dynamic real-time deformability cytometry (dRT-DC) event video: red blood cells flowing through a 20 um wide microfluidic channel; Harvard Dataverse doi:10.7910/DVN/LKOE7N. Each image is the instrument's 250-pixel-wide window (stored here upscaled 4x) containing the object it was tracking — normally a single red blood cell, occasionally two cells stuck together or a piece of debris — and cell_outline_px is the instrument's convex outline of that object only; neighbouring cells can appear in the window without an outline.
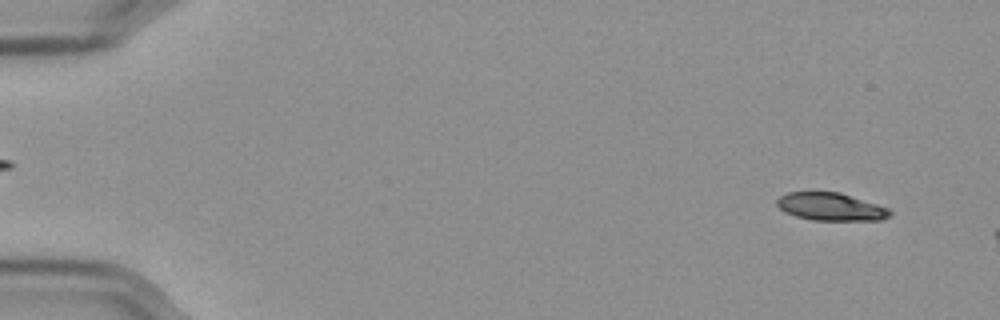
{"species": "Egyptian fruit bat (a non-hibernating species)", "species_latin": "Rousettus aegyptiacus", "temperature_condition": "cold", "stored_images_in_passage": 11, "camera_frame_rate_fps": 3000, "um_per_image_px": 0.085, "frame": {"image": 1, "passage_image": 4, "time_ms": 1.0, "image_size_px": [1000, 320], "cell_outline_px": [[892, 216], [880, 220], [812, 220], [796, 216], [784, 212], [776, 204], [776, 200], [780, 196], [788, 192], [840, 192], [888, 208], [892, 212]], "centroid_in_image_um": [70.61, 17.57], "position_along_channel_um": 14.4, "area_um2": 18.26}}